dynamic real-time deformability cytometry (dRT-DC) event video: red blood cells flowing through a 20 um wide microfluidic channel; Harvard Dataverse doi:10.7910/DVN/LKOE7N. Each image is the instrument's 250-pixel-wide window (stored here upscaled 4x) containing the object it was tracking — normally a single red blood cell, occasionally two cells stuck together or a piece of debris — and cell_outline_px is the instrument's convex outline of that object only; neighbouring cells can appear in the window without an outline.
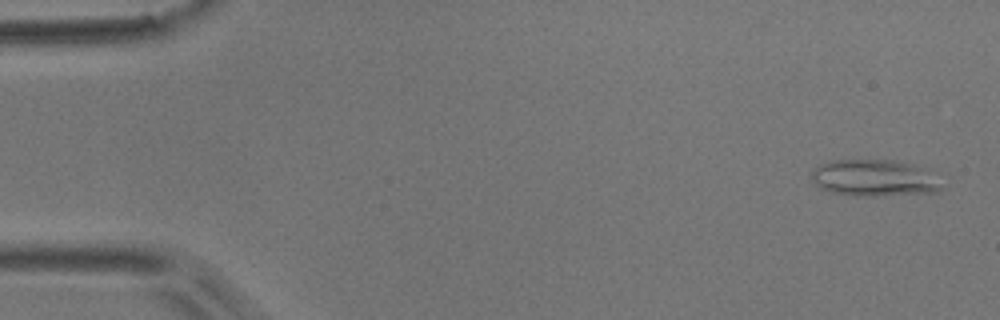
{"species": "common noctule bat (a hibernating species)", "species_latin": "Nyctalus noctula", "temperature_condition": "room temperature", "stored_images_in_passage": 54, "camera_frame_rate_fps": 3000, "um_per_image_px": 0.085, "animal": {"sex": "male", "body_mass_g": 17.9}, "frame": {"image": 1, "passage_image": 2, "time_ms": 0.333, "image_size_px": [1000, 320], "cell_outline_px": [[948, 184], [944, 188], [936, 192], [884, 196], [848, 196], [832, 192], [816, 184], [812, 180], [812, 168], [820, 164], [832, 160], [892, 160], [908, 164]], "centroid_in_image_um": [74.29, 15.16], "position_along_channel_um": 10.7, "area_um2": 27.63}}
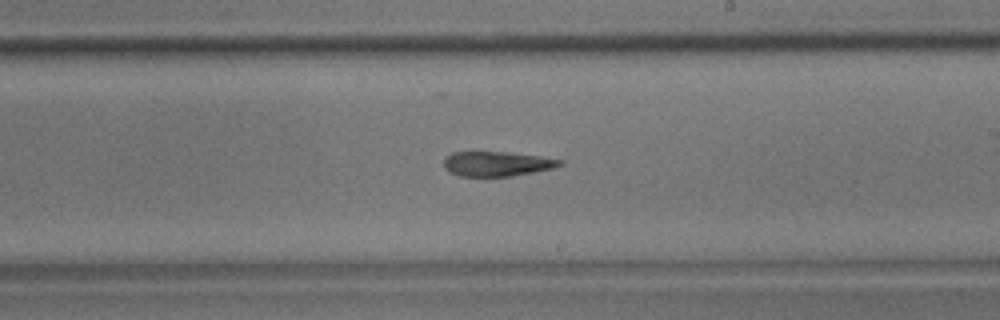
{"frame": {"image": 2, "passage_image": 31, "time_ms": 10.0, "image_size_px": [1000, 320], "cell_outline_px": [[564, 164], [552, 168], [512, 176], [460, 176], [448, 172], [444, 168], [444, 156], [452, 152], [508, 152], [540, 156], [564, 160]], "centroid_in_image_um": [42.21, 13.92], "position_along_channel_um": 246.8, "area_um2": 16.82}}
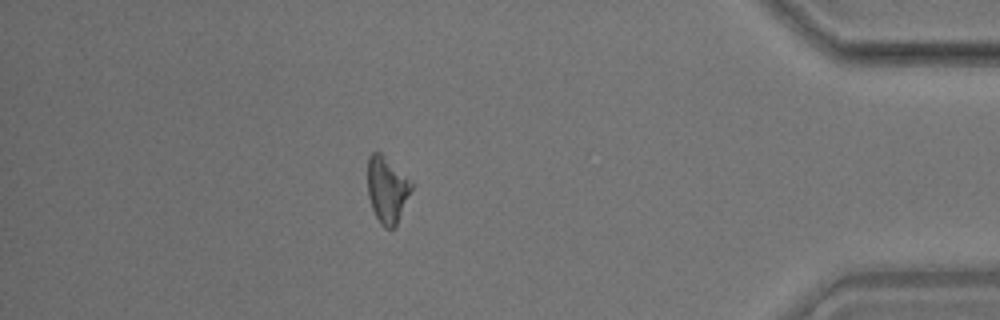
{"frame": {"image": 3, "passage_image": 47, "time_ms": 15.333, "image_size_px": [1000, 320], "cell_outline_px": [[412, 188], [396, 228], [384, 228], [380, 224], [372, 208], [368, 196], [368, 156], [372, 152], [380, 152], [412, 180]], "centroid_in_image_um": [32.91, 16.13], "position_along_channel_um": 402.3, "area_um2": 17.05}, "authors_computed_cell_mechanics": {"area_um2": 18.0625, "velocity_mm_per_s": 3.6934, "shape_relaxation_time_tau1_ms": null, "shape_relaxation_time_tau2_ms": 7.4025, "deformation_change_tau1": null, "deformation_change_tau2": 0.195}}